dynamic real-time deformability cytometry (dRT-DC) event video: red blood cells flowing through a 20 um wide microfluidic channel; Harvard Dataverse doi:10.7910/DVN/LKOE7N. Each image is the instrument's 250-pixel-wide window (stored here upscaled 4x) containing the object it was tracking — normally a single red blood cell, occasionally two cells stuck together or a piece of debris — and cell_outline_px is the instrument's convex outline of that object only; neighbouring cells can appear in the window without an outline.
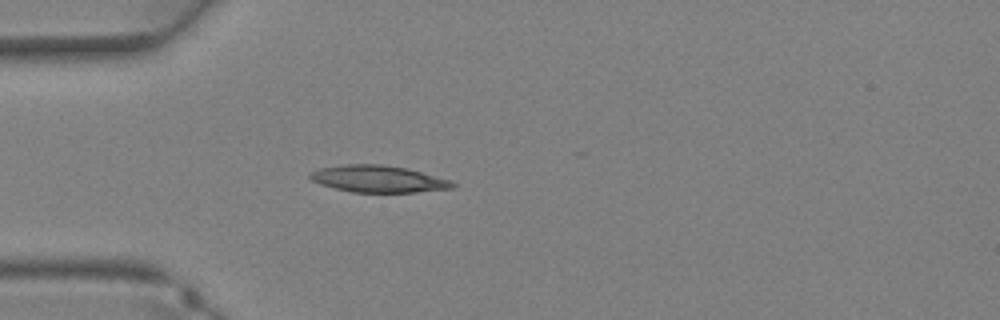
{"species": "Egyptian fruit bat (a non-hibernating species)", "species_latin": "Rousettus aegyptiacus", "temperature_condition": "warm", "stored_images_in_passage": 17, "camera_frame_rate_fps": 3000, "um_per_image_px": 0.085, "animal": {"sex": "female"}, "frame": {"image": 1, "passage_image": 1, "time_ms": 0.0, "image_size_px": [1000, 320], "cell_outline_px": [[456, 188], [416, 192], [352, 192], [320, 184], [312, 180], [308, 176], [308, 172], [320, 168], [344, 164], [380, 164], [408, 168], [452, 180], [456, 184]], "centroid_in_image_um": [32.18, 15.2], "position_along_channel_um": 52.8, "area_um2": 22.48}}
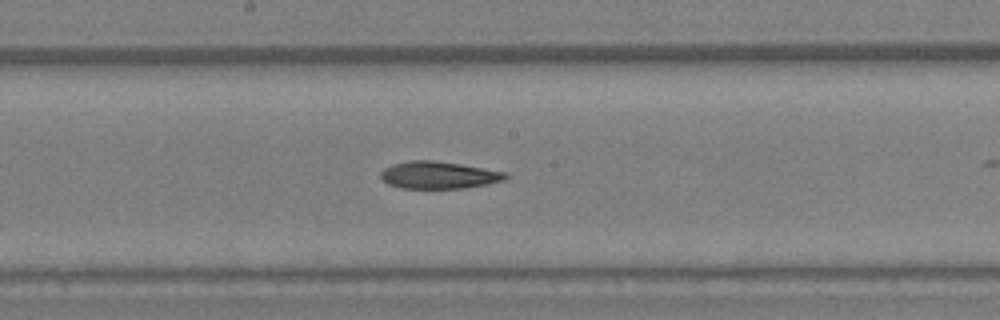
{"frame": {"image": 2, "passage_image": 10, "time_ms": 3.0, "image_size_px": [1000, 320], "cell_outline_px": [[508, 176], [504, 180], [488, 184], [464, 188], [400, 188], [388, 184], [380, 176], [380, 172], [384, 168], [392, 164], [408, 160], [432, 160], [460, 164], [508, 172]], "centroid_in_image_um": [37.28, 14.88], "position_along_channel_um": 210.9, "area_um2": 19.88}}
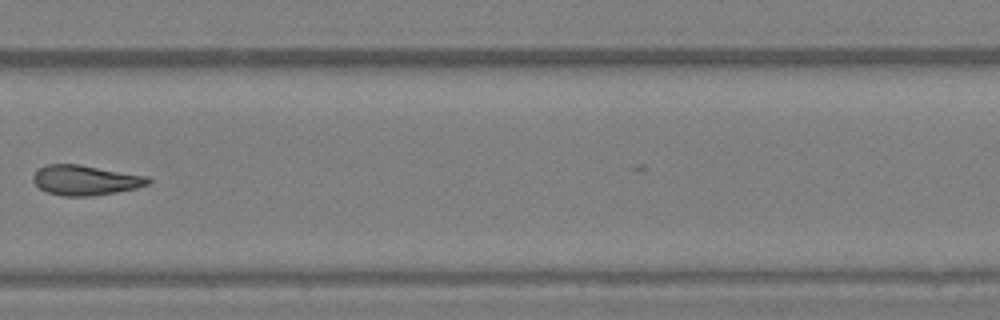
{"frame": {"image": 3, "passage_image": 16, "time_ms": 5.0, "image_size_px": [1000, 320], "cell_outline_px": [[152, 184], [136, 188], [116, 192], [92, 196], [64, 196], [48, 192], [40, 188], [32, 180], [32, 176], [44, 164], [80, 164], [148, 176], [152, 180]], "centroid_in_image_um": [7.3, 15.31], "position_along_channel_um": 322.5, "area_um2": 20.23}}